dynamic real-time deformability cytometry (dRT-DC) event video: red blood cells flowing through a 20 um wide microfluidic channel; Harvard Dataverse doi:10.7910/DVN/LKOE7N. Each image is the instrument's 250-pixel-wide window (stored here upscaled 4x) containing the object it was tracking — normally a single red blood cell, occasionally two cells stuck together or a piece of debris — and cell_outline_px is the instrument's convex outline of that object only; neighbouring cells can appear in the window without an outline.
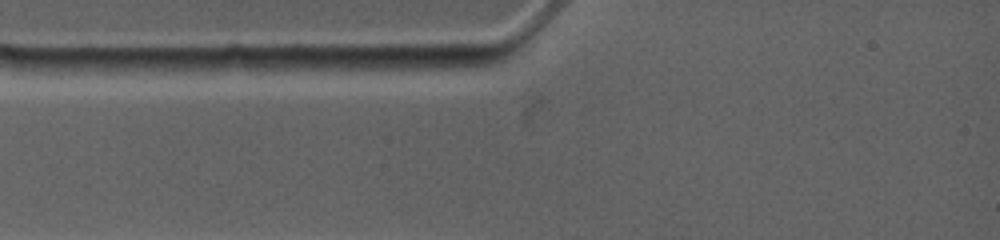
{"species": "common noctule bat (a hibernating species)", "species_latin": "Nyctalus noctula", "temperature_condition": "warm", "stored_images_in_passage": 1, "camera_frame_rate_fps": 4500, "um_per_image_px": 0.085, "animal": {"sex": "female", "body_mass_g": 19.0, "forearm_length_mm": 53.3}, "frame": {"image": 1, "passage_image": 1, "time_ms": 0.0, "image_size_px": [1000, 240], "cell_outline_px": [[504, 56], [500, 60], [488, 64], [460, 68], [388, 76], [380, 76], [360, 68], [360, 56], [504, 52]], "centroid_in_image_um": [36.1, 5.32], "position_along_channel_um": 48.9, "area_um2": 16.47}}